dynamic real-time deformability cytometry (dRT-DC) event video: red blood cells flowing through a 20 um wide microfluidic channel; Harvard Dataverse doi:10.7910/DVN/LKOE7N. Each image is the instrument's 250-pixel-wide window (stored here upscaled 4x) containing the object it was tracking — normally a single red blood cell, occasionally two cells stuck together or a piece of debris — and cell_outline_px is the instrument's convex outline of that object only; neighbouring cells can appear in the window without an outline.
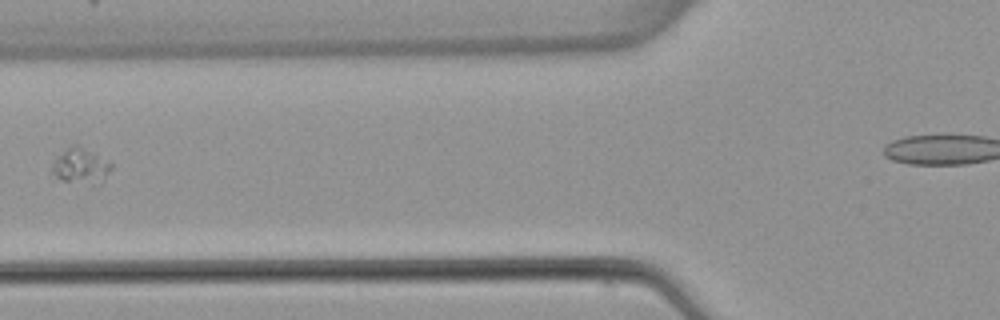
{"species": "common noctule bat (a hibernating species)", "species_latin": "Nyctalus noctula", "temperature_condition": "warm", "stored_images_in_passage": 6, "segment_of_instrument_passage": [2, 2], "camera_frame_rate_fps": 3000, "um_per_image_px": 0.085, "animal": {"sex": "female", "body_mass_g": 22.7, "forearm_length_mm": 54.2}, "frame": {"image": 1, "passage_image": 6, "time_ms": 6.0, "image_size_px": [1000, 320], "cell_outline_px": [[112, 168], [108, 172], [84, 180], [64, 180], [56, 176], [52, 172], [52, 160], [56, 156], [72, 144], [76, 144], [108, 160], [112, 164]], "centroid_in_image_um": [6.73, 13.95], "position_along_channel_um": 119.1, "area_um2": 10.87}}